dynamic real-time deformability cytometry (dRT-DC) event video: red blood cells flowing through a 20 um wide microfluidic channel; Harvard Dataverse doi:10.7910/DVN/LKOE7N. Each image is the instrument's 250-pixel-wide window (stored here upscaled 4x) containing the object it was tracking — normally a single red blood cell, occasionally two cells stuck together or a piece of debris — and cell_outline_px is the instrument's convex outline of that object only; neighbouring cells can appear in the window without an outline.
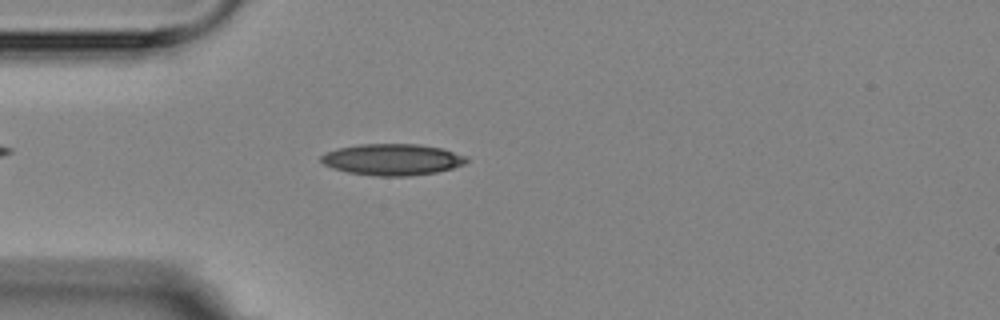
{"species": "Egyptian fruit bat (a non-hibernating species)", "species_latin": "Rousettus aegyptiacus", "temperature_condition": "room temperature", "stored_images_in_passage": 2, "camera_frame_rate_fps": 3000, "um_per_image_px": 0.085, "animal": {"sex": "female"}, "frame": {"image": 1, "passage_image": 2, "time_ms": 1.333, "image_size_px": [1000, 320], "cell_outline_px": [[468, 160], [464, 164], [452, 168], [436, 172], [408, 176], [376, 176], [348, 172], [332, 168], [324, 164], [320, 160], [320, 156], [328, 152], [340, 148], [360, 144], [416, 144], [440, 148], [464, 156]], "centroid_in_image_um": [33.32, 13.57], "position_along_channel_um": 51.7, "area_um2": 26.24}}